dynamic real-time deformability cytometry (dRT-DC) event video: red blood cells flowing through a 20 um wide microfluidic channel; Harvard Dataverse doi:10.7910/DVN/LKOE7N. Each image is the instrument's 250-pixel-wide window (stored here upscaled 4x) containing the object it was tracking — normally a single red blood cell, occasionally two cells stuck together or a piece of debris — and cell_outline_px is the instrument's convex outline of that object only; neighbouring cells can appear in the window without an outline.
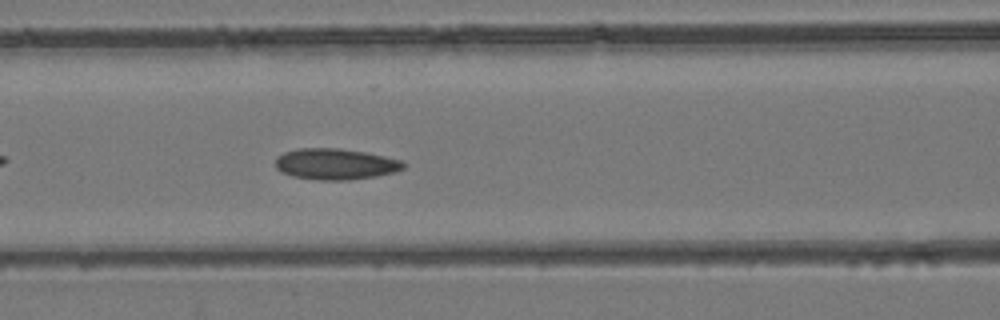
{"species": "common noctule bat (a hibernating species)", "species_latin": "Nyctalus noctula", "temperature_condition": "room temperature", "stored_images_in_passage": 35, "camera_frame_rate_fps": 3000, "um_per_image_px": 0.085, "animal": {"sex": "female", "body_mass_g": 24.6, "forearm_length_mm": 56.2}, "frame": {"image": 1, "passage_image": 8, "time_ms": 2.333, "image_size_px": [1000, 320], "cell_outline_px": [[404, 168], [396, 172], [376, 176], [348, 180], [320, 180], [292, 176], [280, 172], [276, 168], [276, 156], [284, 152], [296, 148], [340, 148], [364, 152], [404, 160]], "centroid_in_image_um": [28.5, 13.94], "position_along_channel_um": 138.1, "area_um2": 23.35}}
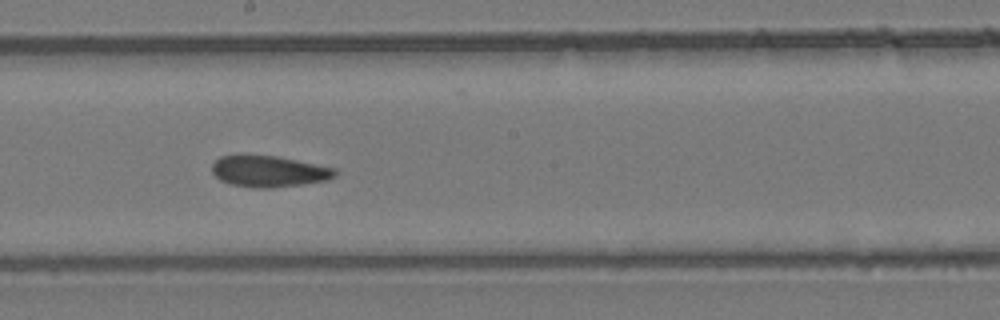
{"frame": {"image": 2, "passage_image": 14, "time_ms": 4.333, "image_size_px": [1000, 320], "cell_outline_px": [[336, 176], [328, 180], [272, 188], [252, 188], [232, 184], [220, 180], [212, 172], [212, 164], [220, 156], [276, 156], [336, 168]], "centroid_in_image_um": [22.87, 14.58], "position_along_channel_um": 225.3, "area_um2": 22.14}}
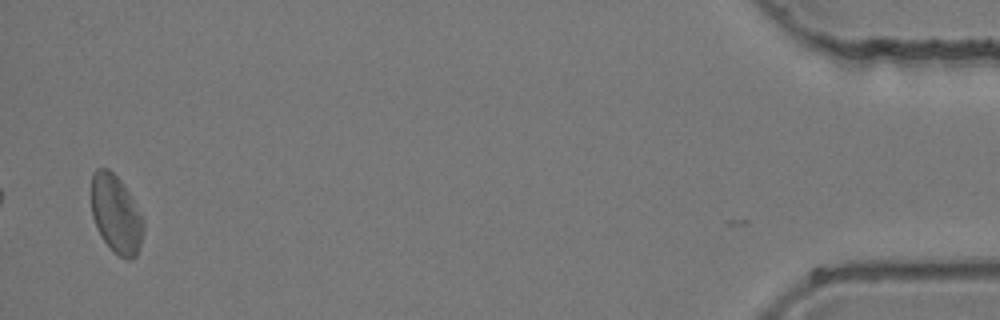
{"frame": {"image": 3, "passage_image": 34, "time_ms": 11.0, "image_size_px": [1000, 320], "cell_outline_px": [[144, 228], [140, 244], [136, 256], [132, 260], [124, 260], [112, 252], [100, 236], [92, 216], [92, 172], [96, 168], [108, 168], [124, 184], [144, 220]], "centroid_in_image_um": [9.86, 18.24], "position_along_channel_um": 425.3, "area_um2": 23.93}}